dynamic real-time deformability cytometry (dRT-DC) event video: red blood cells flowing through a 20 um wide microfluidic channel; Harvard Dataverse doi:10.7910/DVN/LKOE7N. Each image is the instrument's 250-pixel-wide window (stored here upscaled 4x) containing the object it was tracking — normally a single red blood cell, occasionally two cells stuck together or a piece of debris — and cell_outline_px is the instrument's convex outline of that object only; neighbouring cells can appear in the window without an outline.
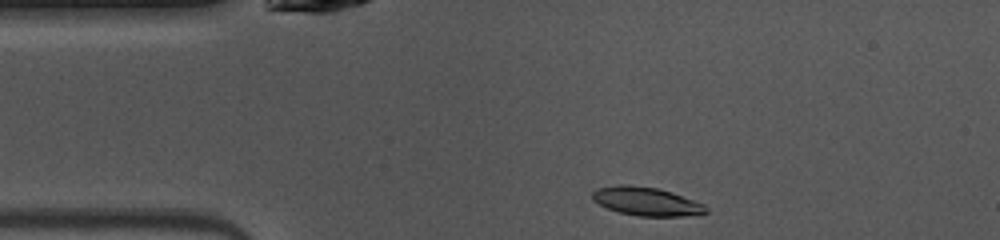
{"species": "common noctule bat (a hibernating species)", "species_latin": "Nyctalus noctula", "temperature_condition": "warm", "stored_images_in_passage": 40, "camera_frame_rate_fps": 3000, "um_per_image_px": 0.085, "animal": {"sex": "female", "body_mass_g": 10.0, "forearm_length_mm": 53.1}, "frame": {"image": 1, "passage_image": 1, "time_ms": 0.0, "image_size_px": [1000, 240], "cell_outline_px": [[708, 212], [680, 216], [636, 216], [620, 212], [608, 208], [592, 200], [592, 192], [596, 188], [620, 184], [628, 184], [656, 188], [672, 192], [704, 204], [708, 208]], "centroid_in_image_um": [54.92, 17.11], "position_along_channel_um": 30.1, "area_um2": 18.79}}
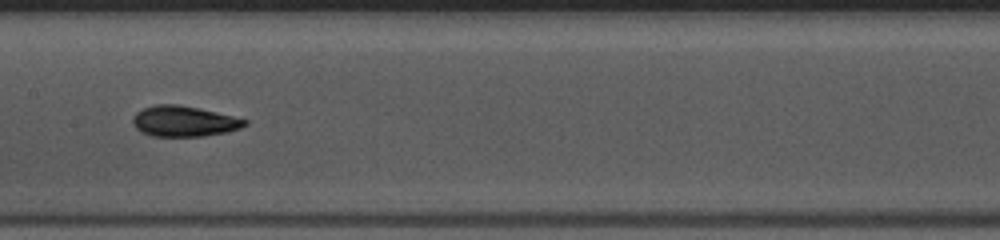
{"frame": {"image": 2, "passage_image": 15, "time_ms": 4.667, "image_size_px": [1000, 240], "cell_outline_px": [[248, 124], [240, 128], [228, 132], [204, 136], [152, 136], [140, 132], [132, 124], [132, 120], [136, 112], [144, 108], [156, 104], [176, 104], [216, 112], [248, 120]], "centroid_in_image_um": [15.62, 10.31], "position_along_channel_um": 191.8, "area_um2": 19.94}}
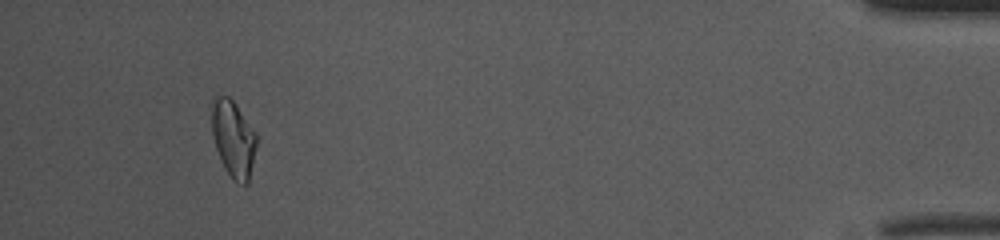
{"frame": {"image": 3, "passage_image": 37, "time_ms": 12.0, "image_size_px": [1000, 240], "cell_outline_px": [[256, 144], [248, 184], [236, 184], [232, 180], [216, 148], [212, 132], [212, 100], [216, 96], [228, 96], [232, 100], [256, 132]], "centroid_in_image_um": [19.83, 11.8], "position_along_channel_um": 415.4, "area_um2": 19.59}, "authors_computed_cell_mechanics": {"area_um2": 19.1318, "velocity_mm_per_s": 4.0928, "shape_relaxation_time_tau1_ms": 4.7521, "shape_relaxation_time_tau2_ms": 2.908, "deformation_change_tau1": 0.1817, "deformation_change_tau2": 0.0988}}